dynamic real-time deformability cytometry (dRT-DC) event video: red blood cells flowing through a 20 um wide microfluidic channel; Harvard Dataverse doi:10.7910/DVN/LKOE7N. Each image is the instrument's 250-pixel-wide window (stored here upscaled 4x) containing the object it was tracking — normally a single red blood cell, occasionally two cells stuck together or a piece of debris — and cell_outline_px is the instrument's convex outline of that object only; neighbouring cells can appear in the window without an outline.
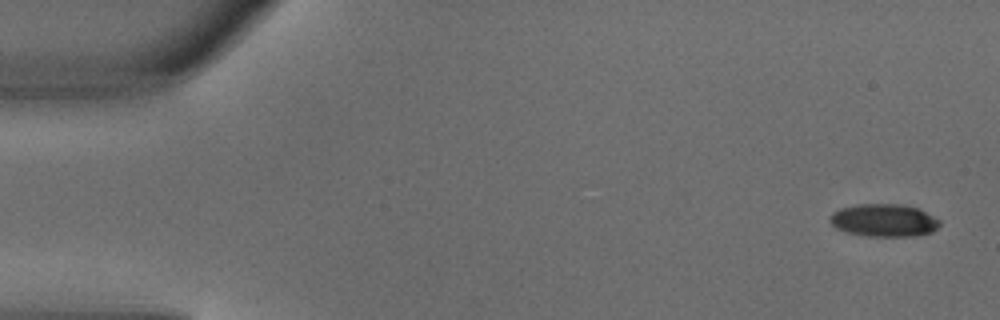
{"species": "common noctule bat (a hibernating species)", "species_latin": "Nyctalus noctula", "temperature_condition": "warm", "stored_images_in_passage": 5, "camera_frame_rate_fps": 3000, "um_per_image_px": 0.085, "animal": {"sex": "male", "body_mass_g": 18.8}, "frame": {"image": 1, "passage_image": 1, "time_ms": 0.0, "image_size_px": [1000, 320], "cell_outline_px": [[940, 224], [932, 232], [912, 236], [864, 236], [844, 232], [836, 228], [828, 220], [828, 216], [832, 212], [840, 208], [856, 204], [900, 204], [916, 208], [940, 220]], "centroid_in_image_um": [75.06, 18.73], "position_along_channel_um": 9.9, "area_um2": 20.98}}
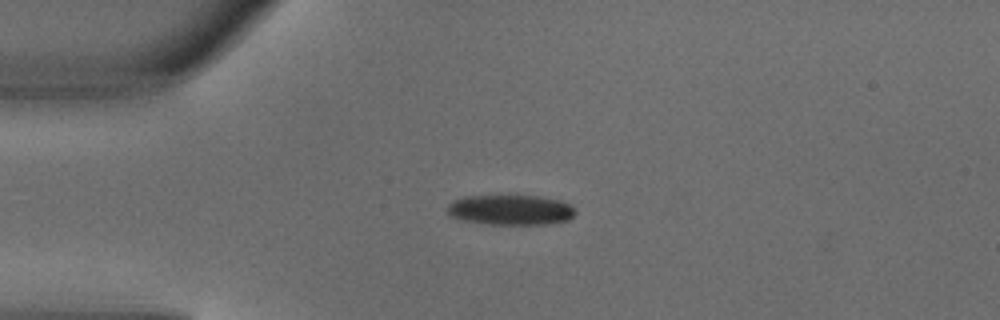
{"frame": {"image": 2, "passage_image": 3, "time_ms": 0.667, "image_size_px": [1000, 320], "cell_outline_px": [[576, 212], [568, 220], [548, 224], [484, 224], [464, 220], [452, 216], [448, 212], [448, 204], [452, 200], [464, 196], [516, 192], [540, 196], [560, 200], [572, 204]], "centroid_in_image_um": [43.41, 17.78], "position_along_channel_um": 41.6, "area_um2": 23.64}}
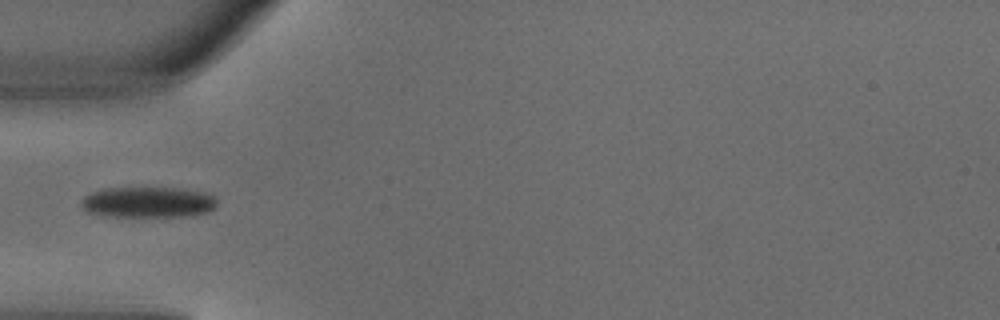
{"frame": {"image": 3, "passage_image": 4, "time_ms": 1.0, "image_size_px": [1000, 320], "cell_outline_px": [[216, 208], [208, 212], [192, 216], [108, 216], [88, 212], [80, 204], [80, 200], [84, 196], [92, 192], [104, 188], [180, 188], [204, 192], [212, 196], [216, 200]], "centroid_in_image_um": [12.59, 17.19], "position_along_channel_um": 72.4, "area_um2": 24.39}}